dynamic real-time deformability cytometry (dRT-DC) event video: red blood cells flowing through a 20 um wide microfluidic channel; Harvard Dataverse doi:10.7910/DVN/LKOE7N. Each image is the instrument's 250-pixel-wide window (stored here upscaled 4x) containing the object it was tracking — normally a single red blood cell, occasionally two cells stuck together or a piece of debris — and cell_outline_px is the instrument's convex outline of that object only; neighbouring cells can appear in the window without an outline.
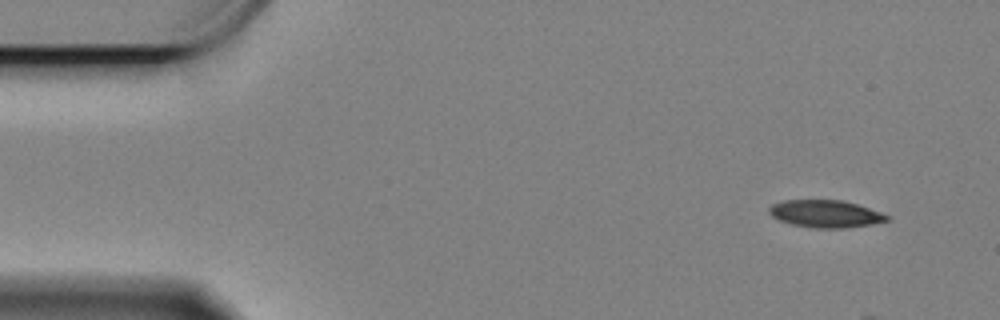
{"species": "Egyptian fruit bat (a non-hibernating species)", "species_latin": "Rousettus aegyptiacus", "temperature_condition": "cold", "stored_images_in_passage": 5, "camera_frame_rate_fps": 3000, "um_per_image_px": 0.085, "animal": {"sex": "female"}, "frame": {"image": 1, "passage_image": 1, "time_ms": 0.0, "image_size_px": [1000, 320], "cell_outline_px": [[888, 220], [872, 224], [844, 228], [812, 228], [792, 224], [780, 220], [772, 216], [768, 212], [768, 208], [772, 204], [784, 200], [844, 200], [880, 212], [888, 216]], "centroid_in_image_um": [70.13, 18.17], "position_along_channel_um": 14.9, "area_um2": 18.67}}